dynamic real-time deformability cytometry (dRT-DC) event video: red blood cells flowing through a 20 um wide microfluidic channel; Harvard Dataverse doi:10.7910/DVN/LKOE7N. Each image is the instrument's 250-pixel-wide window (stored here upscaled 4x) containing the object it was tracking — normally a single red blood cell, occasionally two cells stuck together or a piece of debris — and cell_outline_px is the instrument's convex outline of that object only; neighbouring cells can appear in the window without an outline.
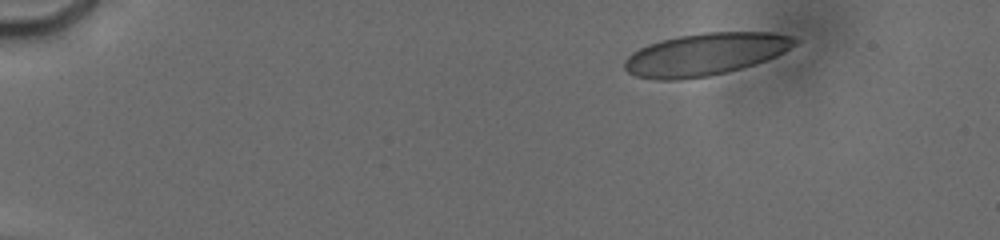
{"species": "human", "species_latin": "Homo sapiens", "temperature_condition": "cold", "stored_images_in_passage": 44, "camera_frame_rate_fps": 3000, "um_per_image_px": 0.085, "donor": {"sex": "male"}, "frame": {"image": 1, "passage_image": 1, "time_ms": 0.0, "image_size_px": [1000, 240], "cell_outline_px": [[800, 40], [796, 44], [784, 52], [776, 56], [756, 64], [728, 72], [708, 76], [676, 80], [656, 80], [636, 76], [628, 72], [624, 68], [624, 60], [632, 52], [648, 44], [660, 40], [680, 36], [708, 32], [772, 32], [792, 36]], "centroid_in_image_um": [59.96, 4.62], "position_along_channel_um": 25.0, "area_um2": 42.08}}
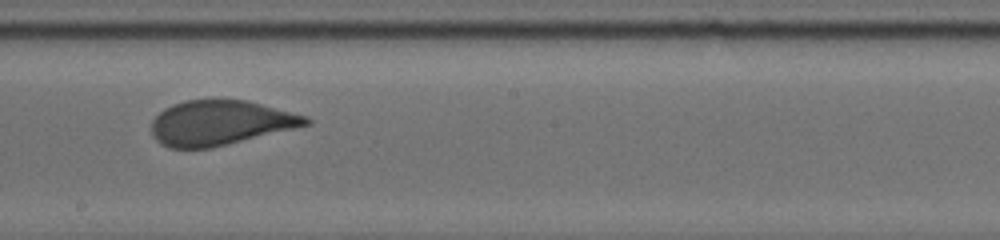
{"frame": {"image": 2, "passage_image": 24, "time_ms": 8.333, "image_size_px": [1000, 240], "cell_outline_px": [[312, 124], [212, 148], [168, 148], [160, 144], [156, 140], [152, 132], [152, 120], [164, 108], [172, 104], [184, 100], [248, 100], [308, 116], [312, 120]], "centroid_in_image_um": [18.74, 10.44], "position_along_channel_um": 229.5, "area_um2": 40.46}}
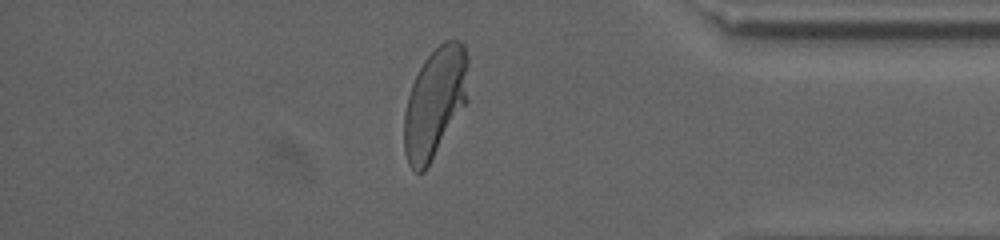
{"frame": {"image": 3, "passage_image": 39, "time_ms": 13.333, "image_size_px": [1000, 240], "cell_outline_px": [[468, 100], [424, 172], [416, 172], [408, 164], [404, 152], [404, 112], [408, 96], [412, 84], [424, 60], [444, 40], [460, 40], [464, 44], [468, 60]], "centroid_in_image_um": [36.98, 8.7], "position_along_channel_um": 398.2, "area_um2": 41.04}, "authors_computed_cell_mechanics": {"area_um2": 41.5582, "velocity_mm_per_s": 3.7834, "shape_relaxation_time_tau1_ms": 5.7124, "shape_relaxation_time_tau2_ms": null, "deformation_change_tau1": 0.1655, "deformation_change_tau2": null}}